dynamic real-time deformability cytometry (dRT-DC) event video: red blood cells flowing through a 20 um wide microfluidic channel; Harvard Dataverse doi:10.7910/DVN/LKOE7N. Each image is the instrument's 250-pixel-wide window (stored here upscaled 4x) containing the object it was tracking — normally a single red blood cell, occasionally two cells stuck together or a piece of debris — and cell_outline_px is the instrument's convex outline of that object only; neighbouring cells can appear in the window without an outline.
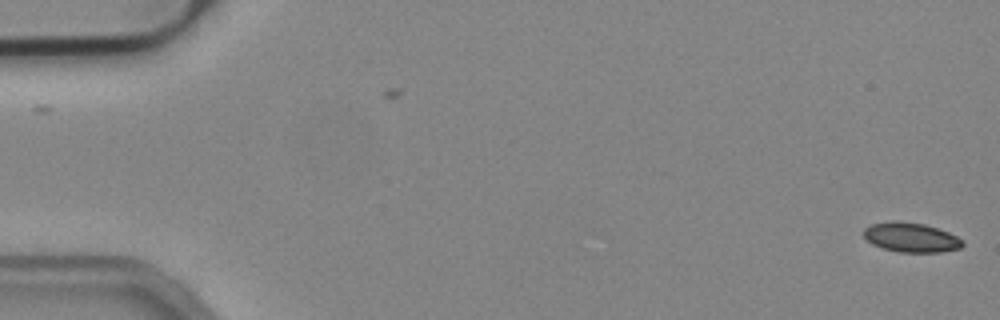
{"species": "common noctule bat (a hibernating species)", "species_latin": "Nyctalus noctula", "temperature_condition": "cold", "stored_images_in_passage": 16, "camera_frame_rate_fps": 3000, "um_per_image_px": 0.085, "animal": {"sex": "male", "body_mass_g": 19.2, "forearm_length_mm": 51.8}, "frame": {"image": 1, "passage_image": 1, "time_ms": 0.0, "image_size_px": [1000, 320], "cell_outline_px": [[964, 244], [960, 248], [940, 252], [900, 252], [884, 248], [872, 244], [864, 236], [864, 228], [872, 224], [892, 220], [896, 220], [924, 224], [948, 232], [964, 240]], "centroid_in_image_um": [77.44, 20.17], "position_along_channel_um": 7.6, "area_um2": 16.94}}